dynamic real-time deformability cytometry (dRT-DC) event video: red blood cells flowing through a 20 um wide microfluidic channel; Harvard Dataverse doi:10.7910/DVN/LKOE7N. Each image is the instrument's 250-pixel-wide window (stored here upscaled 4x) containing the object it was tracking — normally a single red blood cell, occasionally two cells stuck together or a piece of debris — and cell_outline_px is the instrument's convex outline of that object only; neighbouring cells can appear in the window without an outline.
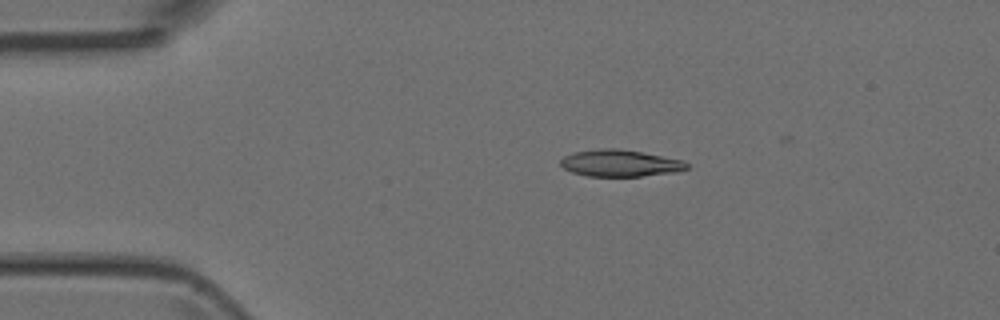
{"species": "Egyptian fruit bat (a non-hibernating species)", "species_latin": "Rousettus aegyptiacus", "temperature_condition": "room temperature", "stored_images_in_passage": 3, "camera_frame_rate_fps": 3000, "um_per_image_px": 0.085, "animal": {"sex": "female"}, "frame": {"image": 1, "passage_image": 2, "time_ms": 1.0, "image_size_px": [1000, 320], "cell_outline_px": [[688, 168], [676, 172], [640, 176], [588, 176], [572, 172], [564, 168], [560, 164], [560, 160], [564, 156], [576, 152], [600, 148], [616, 148], [640, 152], [684, 160], [688, 164]], "centroid_in_image_um": [52.71, 13.87], "position_along_channel_um": 32.3, "area_um2": 19.54}}